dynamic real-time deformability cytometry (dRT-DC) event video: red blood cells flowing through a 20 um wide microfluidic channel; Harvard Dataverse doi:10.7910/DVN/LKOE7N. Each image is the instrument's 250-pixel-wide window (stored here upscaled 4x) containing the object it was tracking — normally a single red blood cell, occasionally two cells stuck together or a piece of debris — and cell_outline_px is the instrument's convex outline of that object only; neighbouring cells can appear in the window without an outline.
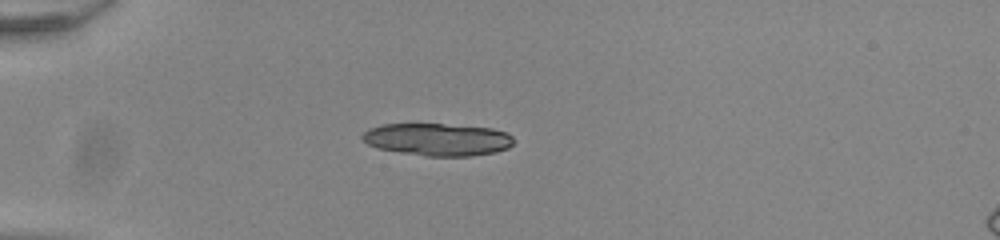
{"species": "common noctule bat (a hibernating species)", "species_latin": "Nyctalus noctula", "temperature_condition": "room temperature", "stored_images_in_passage": 39, "camera_frame_rate_fps": 3000, "um_per_image_px": 0.085, "animal": {"sex": "male", "body_mass_g": 20.0, "forearm_length_mm": 53.3}, "frame": {"image": 1, "passage_image": 1, "time_ms": 0.0, "image_size_px": [1000, 240], "cell_outline_px": [[516, 140], [508, 148], [496, 152], [472, 156], [424, 156], [400, 152], [380, 148], [368, 144], [360, 136], [368, 128], [384, 124], [444, 124], [492, 128], [508, 132]], "centroid_in_image_um": [37.24, 11.85], "position_along_channel_um": 47.8, "area_um2": 28.73}, "authors_computed_cell_mechanics": {"area_um2": 28.7266, "velocity_mm_per_s": 3.9077, "shape_relaxation_time_tau1_ms": 1.8032, "shape_relaxation_time_tau2_ms": 2.3479, "deformation_change_tau1": 0.3612, "deformation_change_tau2": 0.0629}}